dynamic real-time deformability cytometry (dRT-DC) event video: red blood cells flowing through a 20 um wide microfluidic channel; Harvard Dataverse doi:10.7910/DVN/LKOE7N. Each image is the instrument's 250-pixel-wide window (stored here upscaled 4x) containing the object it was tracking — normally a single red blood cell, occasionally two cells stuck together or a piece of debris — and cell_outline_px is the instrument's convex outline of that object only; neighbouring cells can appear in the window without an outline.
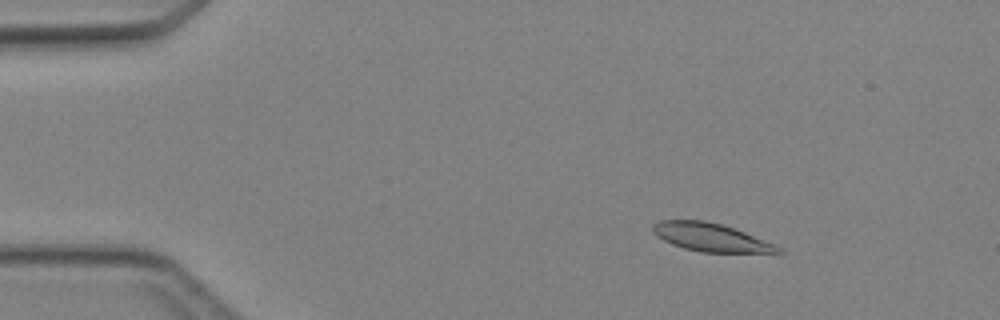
{"species": "Egyptian fruit bat (a non-hibernating species)", "species_latin": "Rousettus aegyptiacus", "temperature_condition": "cold", "stored_images_in_passage": 4, "camera_frame_rate_fps": 3000, "um_per_image_px": 0.085, "animal": {"sex": "female"}, "frame": {"image": 1, "passage_image": 2, "time_ms": 1.333, "image_size_px": [1000, 320], "cell_outline_px": [[784, 252], [700, 252], [684, 248], [672, 244], [656, 236], [652, 232], [652, 224], [660, 220], [704, 220], [720, 224], [744, 232], [772, 244], [780, 248]], "centroid_in_image_um": [60.31, 20.16], "position_along_channel_um": 24.7, "area_um2": 20.11}}
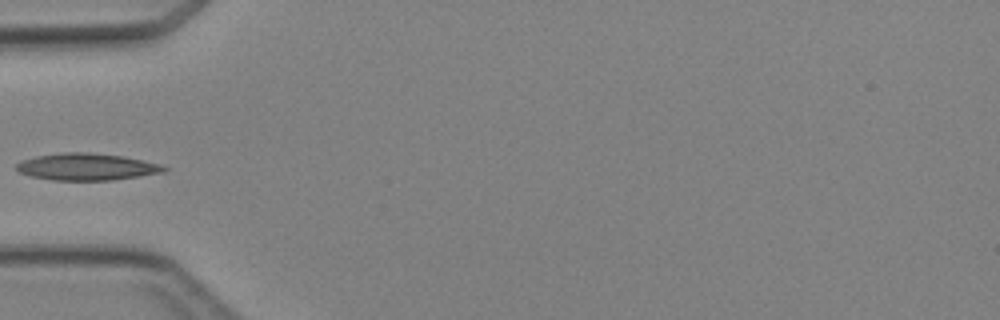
{"frame": {"image": 2, "passage_image": 4, "time_ms": 4.333, "image_size_px": [1000, 320], "cell_outline_px": [[168, 168], [164, 172], [140, 176], [112, 180], [52, 180], [32, 176], [20, 172], [16, 168], [16, 164], [20, 160], [36, 156], [64, 152], [88, 152], [124, 156], [160, 164]], "centroid_in_image_um": [7.37, 14.17], "position_along_channel_um": 77.6, "area_um2": 23.12}}